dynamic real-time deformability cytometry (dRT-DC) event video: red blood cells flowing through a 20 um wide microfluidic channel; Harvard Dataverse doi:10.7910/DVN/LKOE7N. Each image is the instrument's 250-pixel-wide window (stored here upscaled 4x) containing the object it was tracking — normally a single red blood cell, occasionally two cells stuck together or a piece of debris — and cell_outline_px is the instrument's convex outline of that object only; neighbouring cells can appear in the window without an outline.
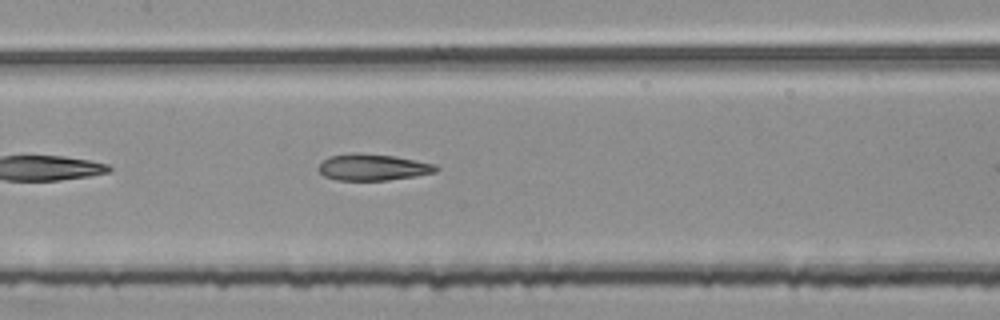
{"species": "common noctule bat (a hibernating species)", "species_latin": "Nyctalus noctula", "temperature_condition": "room temperature", "stored_images_in_passage": 6, "camera_frame_rate_fps": 3000, "um_per_image_px": 0.085, "animal": {"sex": "female", "body_mass_g": 25.1}, "frame": {"image": 1, "passage_image": 6, "time_ms": 1.667, "image_size_px": [1000, 320], "cell_outline_px": [[440, 168], [436, 172], [416, 176], [388, 180], [336, 180], [324, 176], [320, 172], [320, 164], [328, 156], [352, 152], [360, 152], [392, 156], [416, 160], [436, 164]], "centroid_in_image_um": [31.71, 14.21], "position_along_channel_um": 175.7, "area_um2": 18.21}}